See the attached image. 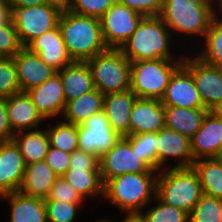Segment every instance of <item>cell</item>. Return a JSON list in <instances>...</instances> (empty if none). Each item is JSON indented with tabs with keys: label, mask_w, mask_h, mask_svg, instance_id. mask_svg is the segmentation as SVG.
Returning a JSON list of instances; mask_svg holds the SVG:
<instances>
[{
	"label": "cell",
	"mask_w": 222,
	"mask_h": 222,
	"mask_svg": "<svg viewBox=\"0 0 222 222\" xmlns=\"http://www.w3.org/2000/svg\"><path fill=\"white\" fill-rule=\"evenodd\" d=\"M194 160L220 158L222 155V119L215 111H208L200 129L191 138Z\"/></svg>",
	"instance_id": "obj_15"
},
{
	"label": "cell",
	"mask_w": 222,
	"mask_h": 222,
	"mask_svg": "<svg viewBox=\"0 0 222 222\" xmlns=\"http://www.w3.org/2000/svg\"><path fill=\"white\" fill-rule=\"evenodd\" d=\"M13 59L21 92L39 86L56 72L27 47H23Z\"/></svg>",
	"instance_id": "obj_20"
},
{
	"label": "cell",
	"mask_w": 222,
	"mask_h": 222,
	"mask_svg": "<svg viewBox=\"0 0 222 222\" xmlns=\"http://www.w3.org/2000/svg\"><path fill=\"white\" fill-rule=\"evenodd\" d=\"M169 157L179 159L175 167H191L195 162L191 151V139L164 127L156 133V171L166 168L165 164Z\"/></svg>",
	"instance_id": "obj_13"
},
{
	"label": "cell",
	"mask_w": 222,
	"mask_h": 222,
	"mask_svg": "<svg viewBox=\"0 0 222 222\" xmlns=\"http://www.w3.org/2000/svg\"><path fill=\"white\" fill-rule=\"evenodd\" d=\"M0 197L10 203V222H47L44 199L26 196L19 191Z\"/></svg>",
	"instance_id": "obj_25"
},
{
	"label": "cell",
	"mask_w": 222,
	"mask_h": 222,
	"mask_svg": "<svg viewBox=\"0 0 222 222\" xmlns=\"http://www.w3.org/2000/svg\"><path fill=\"white\" fill-rule=\"evenodd\" d=\"M144 16L116 1L99 19L108 48H121L136 30Z\"/></svg>",
	"instance_id": "obj_9"
},
{
	"label": "cell",
	"mask_w": 222,
	"mask_h": 222,
	"mask_svg": "<svg viewBox=\"0 0 222 222\" xmlns=\"http://www.w3.org/2000/svg\"><path fill=\"white\" fill-rule=\"evenodd\" d=\"M20 91L14 59L0 57V98L6 99Z\"/></svg>",
	"instance_id": "obj_36"
},
{
	"label": "cell",
	"mask_w": 222,
	"mask_h": 222,
	"mask_svg": "<svg viewBox=\"0 0 222 222\" xmlns=\"http://www.w3.org/2000/svg\"><path fill=\"white\" fill-rule=\"evenodd\" d=\"M49 136V145L66 153H72L78 147V125L67 122H58L54 127L46 129Z\"/></svg>",
	"instance_id": "obj_32"
},
{
	"label": "cell",
	"mask_w": 222,
	"mask_h": 222,
	"mask_svg": "<svg viewBox=\"0 0 222 222\" xmlns=\"http://www.w3.org/2000/svg\"><path fill=\"white\" fill-rule=\"evenodd\" d=\"M128 8L147 16H159L161 13L163 0H117Z\"/></svg>",
	"instance_id": "obj_42"
},
{
	"label": "cell",
	"mask_w": 222,
	"mask_h": 222,
	"mask_svg": "<svg viewBox=\"0 0 222 222\" xmlns=\"http://www.w3.org/2000/svg\"><path fill=\"white\" fill-rule=\"evenodd\" d=\"M96 222H112V221H111V220H110V221H109V220L107 221L106 219H105V220H104V219H103V220L101 219V220L96 221Z\"/></svg>",
	"instance_id": "obj_50"
},
{
	"label": "cell",
	"mask_w": 222,
	"mask_h": 222,
	"mask_svg": "<svg viewBox=\"0 0 222 222\" xmlns=\"http://www.w3.org/2000/svg\"><path fill=\"white\" fill-rule=\"evenodd\" d=\"M61 13L59 7L49 3L14 9L12 20L21 45L27 47L34 39L54 29Z\"/></svg>",
	"instance_id": "obj_8"
},
{
	"label": "cell",
	"mask_w": 222,
	"mask_h": 222,
	"mask_svg": "<svg viewBox=\"0 0 222 222\" xmlns=\"http://www.w3.org/2000/svg\"><path fill=\"white\" fill-rule=\"evenodd\" d=\"M216 1V0H215ZM218 1V3L217 4H219L218 6H221L222 5V0H217Z\"/></svg>",
	"instance_id": "obj_51"
},
{
	"label": "cell",
	"mask_w": 222,
	"mask_h": 222,
	"mask_svg": "<svg viewBox=\"0 0 222 222\" xmlns=\"http://www.w3.org/2000/svg\"><path fill=\"white\" fill-rule=\"evenodd\" d=\"M182 65L191 73L205 109L215 111L222 106V68L199 57L184 56Z\"/></svg>",
	"instance_id": "obj_10"
},
{
	"label": "cell",
	"mask_w": 222,
	"mask_h": 222,
	"mask_svg": "<svg viewBox=\"0 0 222 222\" xmlns=\"http://www.w3.org/2000/svg\"><path fill=\"white\" fill-rule=\"evenodd\" d=\"M12 8L7 0L0 5V25L10 24L13 20Z\"/></svg>",
	"instance_id": "obj_45"
},
{
	"label": "cell",
	"mask_w": 222,
	"mask_h": 222,
	"mask_svg": "<svg viewBox=\"0 0 222 222\" xmlns=\"http://www.w3.org/2000/svg\"><path fill=\"white\" fill-rule=\"evenodd\" d=\"M58 26L73 61L86 62L108 48L98 18L63 10Z\"/></svg>",
	"instance_id": "obj_1"
},
{
	"label": "cell",
	"mask_w": 222,
	"mask_h": 222,
	"mask_svg": "<svg viewBox=\"0 0 222 222\" xmlns=\"http://www.w3.org/2000/svg\"><path fill=\"white\" fill-rule=\"evenodd\" d=\"M68 184L85 200L88 196H104L100 170L68 169L62 176Z\"/></svg>",
	"instance_id": "obj_30"
},
{
	"label": "cell",
	"mask_w": 222,
	"mask_h": 222,
	"mask_svg": "<svg viewBox=\"0 0 222 222\" xmlns=\"http://www.w3.org/2000/svg\"><path fill=\"white\" fill-rule=\"evenodd\" d=\"M34 130L17 132L12 139L18 146L26 165L45 160L50 146L47 130Z\"/></svg>",
	"instance_id": "obj_28"
},
{
	"label": "cell",
	"mask_w": 222,
	"mask_h": 222,
	"mask_svg": "<svg viewBox=\"0 0 222 222\" xmlns=\"http://www.w3.org/2000/svg\"><path fill=\"white\" fill-rule=\"evenodd\" d=\"M58 176L45 160L26 165L19 192L30 197L46 199Z\"/></svg>",
	"instance_id": "obj_23"
},
{
	"label": "cell",
	"mask_w": 222,
	"mask_h": 222,
	"mask_svg": "<svg viewBox=\"0 0 222 222\" xmlns=\"http://www.w3.org/2000/svg\"><path fill=\"white\" fill-rule=\"evenodd\" d=\"M161 102L164 106L205 108L191 73L182 64L171 75Z\"/></svg>",
	"instance_id": "obj_14"
},
{
	"label": "cell",
	"mask_w": 222,
	"mask_h": 222,
	"mask_svg": "<svg viewBox=\"0 0 222 222\" xmlns=\"http://www.w3.org/2000/svg\"><path fill=\"white\" fill-rule=\"evenodd\" d=\"M203 40L204 50L197 55L202 61L222 68V20L216 17L209 25Z\"/></svg>",
	"instance_id": "obj_31"
},
{
	"label": "cell",
	"mask_w": 222,
	"mask_h": 222,
	"mask_svg": "<svg viewBox=\"0 0 222 222\" xmlns=\"http://www.w3.org/2000/svg\"><path fill=\"white\" fill-rule=\"evenodd\" d=\"M124 138L131 144L132 149H136L142 162L156 171V133L128 135Z\"/></svg>",
	"instance_id": "obj_34"
},
{
	"label": "cell",
	"mask_w": 222,
	"mask_h": 222,
	"mask_svg": "<svg viewBox=\"0 0 222 222\" xmlns=\"http://www.w3.org/2000/svg\"><path fill=\"white\" fill-rule=\"evenodd\" d=\"M13 135L7 115L6 99L0 98V142L12 140Z\"/></svg>",
	"instance_id": "obj_44"
},
{
	"label": "cell",
	"mask_w": 222,
	"mask_h": 222,
	"mask_svg": "<svg viewBox=\"0 0 222 222\" xmlns=\"http://www.w3.org/2000/svg\"><path fill=\"white\" fill-rule=\"evenodd\" d=\"M46 1L49 4L59 7L62 11L69 10V8L73 3V0H46Z\"/></svg>",
	"instance_id": "obj_47"
},
{
	"label": "cell",
	"mask_w": 222,
	"mask_h": 222,
	"mask_svg": "<svg viewBox=\"0 0 222 222\" xmlns=\"http://www.w3.org/2000/svg\"><path fill=\"white\" fill-rule=\"evenodd\" d=\"M47 222H74L76 209L83 203L44 201Z\"/></svg>",
	"instance_id": "obj_37"
},
{
	"label": "cell",
	"mask_w": 222,
	"mask_h": 222,
	"mask_svg": "<svg viewBox=\"0 0 222 222\" xmlns=\"http://www.w3.org/2000/svg\"><path fill=\"white\" fill-rule=\"evenodd\" d=\"M213 2L215 0H163L159 17L169 31L205 37L210 23L218 16Z\"/></svg>",
	"instance_id": "obj_4"
},
{
	"label": "cell",
	"mask_w": 222,
	"mask_h": 222,
	"mask_svg": "<svg viewBox=\"0 0 222 222\" xmlns=\"http://www.w3.org/2000/svg\"><path fill=\"white\" fill-rule=\"evenodd\" d=\"M140 60L131 62L130 89L137 98L161 100L171 75L182 64L177 60Z\"/></svg>",
	"instance_id": "obj_7"
},
{
	"label": "cell",
	"mask_w": 222,
	"mask_h": 222,
	"mask_svg": "<svg viewBox=\"0 0 222 222\" xmlns=\"http://www.w3.org/2000/svg\"><path fill=\"white\" fill-rule=\"evenodd\" d=\"M104 95L94 89L89 93L83 94L79 98L66 102L63 112L64 122L80 125L91 115L103 110Z\"/></svg>",
	"instance_id": "obj_27"
},
{
	"label": "cell",
	"mask_w": 222,
	"mask_h": 222,
	"mask_svg": "<svg viewBox=\"0 0 222 222\" xmlns=\"http://www.w3.org/2000/svg\"><path fill=\"white\" fill-rule=\"evenodd\" d=\"M154 173H125L112 178L104 184L103 197L125 214H140L141 208L156 197L158 175Z\"/></svg>",
	"instance_id": "obj_2"
},
{
	"label": "cell",
	"mask_w": 222,
	"mask_h": 222,
	"mask_svg": "<svg viewBox=\"0 0 222 222\" xmlns=\"http://www.w3.org/2000/svg\"><path fill=\"white\" fill-rule=\"evenodd\" d=\"M70 157V153L49 146L45 161L58 177H62L69 169Z\"/></svg>",
	"instance_id": "obj_41"
},
{
	"label": "cell",
	"mask_w": 222,
	"mask_h": 222,
	"mask_svg": "<svg viewBox=\"0 0 222 222\" xmlns=\"http://www.w3.org/2000/svg\"><path fill=\"white\" fill-rule=\"evenodd\" d=\"M32 103L44 119L63 114L66 99L63 82L58 72L37 87L27 91Z\"/></svg>",
	"instance_id": "obj_16"
},
{
	"label": "cell",
	"mask_w": 222,
	"mask_h": 222,
	"mask_svg": "<svg viewBox=\"0 0 222 222\" xmlns=\"http://www.w3.org/2000/svg\"><path fill=\"white\" fill-rule=\"evenodd\" d=\"M10 127L15 134L20 131L39 129L45 119L32 103L27 92H18L6 98Z\"/></svg>",
	"instance_id": "obj_21"
},
{
	"label": "cell",
	"mask_w": 222,
	"mask_h": 222,
	"mask_svg": "<svg viewBox=\"0 0 222 222\" xmlns=\"http://www.w3.org/2000/svg\"><path fill=\"white\" fill-rule=\"evenodd\" d=\"M156 206L151 207L145 214L140 213V216L145 222H189V215L179 208L167 205L155 197Z\"/></svg>",
	"instance_id": "obj_35"
},
{
	"label": "cell",
	"mask_w": 222,
	"mask_h": 222,
	"mask_svg": "<svg viewBox=\"0 0 222 222\" xmlns=\"http://www.w3.org/2000/svg\"><path fill=\"white\" fill-rule=\"evenodd\" d=\"M27 48L38 54L40 59L56 72L74 62L67 51L58 25L34 39Z\"/></svg>",
	"instance_id": "obj_18"
},
{
	"label": "cell",
	"mask_w": 222,
	"mask_h": 222,
	"mask_svg": "<svg viewBox=\"0 0 222 222\" xmlns=\"http://www.w3.org/2000/svg\"><path fill=\"white\" fill-rule=\"evenodd\" d=\"M10 4L12 11L16 8L37 6L47 3L46 0H7Z\"/></svg>",
	"instance_id": "obj_46"
},
{
	"label": "cell",
	"mask_w": 222,
	"mask_h": 222,
	"mask_svg": "<svg viewBox=\"0 0 222 222\" xmlns=\"http://www.w3.org/2000/svg\"><path fill=\"white\" fill-rule=\"evenodd\" d=\"M136 99L131 89L104 97L103 110L112 129L121 137L130 135V114Z\"/></svg>",
	"instance_id": "obj_22"
},
{
	"label": "cell",
	"mask_w": 222,
	"mask_h": 222,
	"mask_svg": "<svg viewBox=\"0 0 222 222\" xmlns=\"http://www.w3.org/2000/svg\"><path fill=\"white\" fill-rule=\"evenodd\" d=\"M86 62L94 87L104 96L130 89L131 61L120 48H107Z\"/></svg>",
	"instance_id": "obj_6"
},
{
	"label": "cell",
	"mask_w": 222,
	"mask_h": 222,
	"mask_svg": "<svg viewBox=\"0 0 222 222\" xmlns=\"http://www.w3.org/2000/svg\"><path fill=\"white\" fill-rule=\"evenodd\" d=\"M117 0H73L70 11L100 19Z\"/></svg>",
	"instance_id": "obj_39"
},
{
	"label": "cell",
	"mask_w": 222,
	"mask_h": 222,
	"mask_svg": "<svg viewBox=\"0 0 222 222\" xmlns=\"http://www.w3.org/2000/svg\"><path fill=\"white\" fill-rule=\"evenodd\" d=\"M215 112L218 114V116L222 119V106L218 107Z\"/></svg>",
	"instance_id": "obj_49"
},
{
	"label": "cell",
	"mask_w": 222,
	"mask_h": 222,
	"mask_svg": "<svg viewBox=\"0 0 222 222\" xmlns=\"http://www.w3.org/2000/svg\"><path fill=\"white\" fill-rule=\"evenodd\" d=\"M69 169L99 170V157L77 149L71 153Z\"/></svg>",
	"instance_id": "obj_43"
},
{
	"label": "cell",
	"mask_w": 222,
	"mask_h": 222,
	"mask_svg": "<svg viewBox=\"0 0 222 222\" xmlns=\"http://www.w3.org/2000/svg\"><path fill=\"white\" fill-rule=\"evenodd\" d=\"M125 219L121 222H145L140 214H126Z\"/></svg>",
	"instance_id": "obj_48"
},
{
	"label": "cell",
	"mask_w": 222,
	"mask_h": 222,
	"mask_svg": "<svg viewBox=\"0 0 222 222\" xmlns=\"http://www.w3.org/2000/svg\"><path fill=\"white\" fill-rule=\"evenodd\" d=\"M167 169L157 177L156 197L190 215L203 194L198 173L193 166Z\"/></svg>",
	"instance_id": "obj_5"
},
{
	"label": "cell",
	"mask_w": 222,
	"mask_h": 222,
	"mask_svg": "<svg viewBox=\"0 0 222 222\" xmlns=\"http://www.w3.org/2000/svg\"><path fill=\"white\" fill-rule=\"evenodd\" d=\"M207 112L205 108L165 106V127L191 139L200 129Z\"/></svg>",
	"instance_id": "obj_26"
},
{
	"label": "cell",
	"mask_w": 222,
	"mask_h": 222,
	"mask_svg": "<svg viewBox=\"0 0 222 222\" xmlns=\"http://www.w3.org/2000/svg\"><path fill=\"white\" fill-rule=\"evenodd\" d=\"M99 170L103 184L125 173L157 172L142 162V157H139L136 149H132L124 137L99 157Z\"/></svg>",
	"instance_id": "obj_11"
},
{
	"label": "cell",
	"mask_w": 222,
	"mask_h": 222,
	"mask_svg": "<svg viewBox=\"0 0 222 222\" xmlns=\"http://www.w3.org/2000/svg\"><path fill=\"white\" fill-rule=\"evenodd\" d=\"M120 138L110 126L104 110L91 115L78 125L79 149L97 157L108 152Z\"/></svg>",
	"instance_id": "obj_12"
},
{
	"label": "cell",
	"mask_w": 222,
	"mask_h": 222,
	"mask_svg": "<svg viewBox=\"0 0 222 222\" xmlns=\"http://www.w3.org/2000/svg\"><path fill=\"white\" fill-rule=\"evenodd\" d=\"M189 222H222V199L203 193L189 215Z\"/></svg>",
	"instance_id": "obj_33"
},
{
	"label": "cell",
	"mask_w": 222,
	"mask_h": 222,
	"mask_svg": "<svg viewBox=\"0 0 222 222\" xmlns=\"http://www.w3.org/2000/svg\"><path fill=\"white\" fill-rule=\"evenodd\" d=\"M165 127V106L159 99L137 98L130 114V135L157 133Z\"/></svg>",
	"instance_id": "obj_19"
},
{
	"label": "cell",
	"mask_w": 222,
	"mask_h": 222,
	"mask_svg": "<svg viewBox=\"0 0 222 222\" xmlns=\"http://www.w3.org/2000/svg\"><path fill=\"white\" fill-rule=\"evenodd\" d=\"M197 171L204 194L222 199V160L202 158L192 165Z\"/></svg>",
	"instance_id": "obj_29"
},
{
	"label": "cell",
	"mask_w": 222,
	"mask_h": 222,
	"mask_svg": "<svg viewBox=\"0 0 222 222\" xmlns=\"http://www.w3.org/2000/svg\"><path fill=\"white\" fill-rule=\"evenodd\" d=\"M22 48L14 22L0 25V57L13 58Z\"/></svg>",
	"instance_id": "obj_38"
},
{
	"label": "cell",
	"mask_w": 222,
	"mask_h": 222,
	"mask_svg": "<svg viewBox=\"0 0 222 222\" xmlns=\"http://www.w3.org/2000/svg\"><path fill=\"white\" fill-rule=\"evenodd\" d=\"M44 201H63L68 203H83L84 200L63 177H58Z\"/></svg>",
	"instance_id": "obj_40"
},
{
	"label": "cell",
	"mask_w": 222,
	"mask_h": 222,
	"mask_svg": "<svg viewBox=\"0 0 222 222\" xmlns=\"http://www.w3.org/2000/svg\"><path fill=\"white\" fill-rule=\"evenodd\" d=\"M26 164L13 140L0 142V196L18 192Z\"/></svg>",
	"instance_id": "obj_17"
},
{
	"label": "cell",
	"mask_w": 222,
	"mask_h": 222,
	"mask_svg": "<svg viewBox=\"0 0 222 222\" xmlns=\"http://www.w3.org/2000/svg\"><path fill=\"white\" fill-rule=\"evenodd\" d=\"M58 73L63 82L66 102L95 89L92 72L87 62L74 61Z\"/></svg>",
	"instance_id": "obj_24"
},
{
	"label": "cell",
	"mask_w": 222,
	"mask_h": 222,
	"mask_svg": "<svg viewBox=\"0 0 222 222\" xmlns=\"http://www.w3.org/2000/svg\"><path fill=\"white\" fill-rule=\"evenodd\" d=\"M159 16L143 17L131 37L120 48L131 61L172 60L171 32Z\"/></svg>",
	"instance_id": "obj_3"
}]
</instances>
